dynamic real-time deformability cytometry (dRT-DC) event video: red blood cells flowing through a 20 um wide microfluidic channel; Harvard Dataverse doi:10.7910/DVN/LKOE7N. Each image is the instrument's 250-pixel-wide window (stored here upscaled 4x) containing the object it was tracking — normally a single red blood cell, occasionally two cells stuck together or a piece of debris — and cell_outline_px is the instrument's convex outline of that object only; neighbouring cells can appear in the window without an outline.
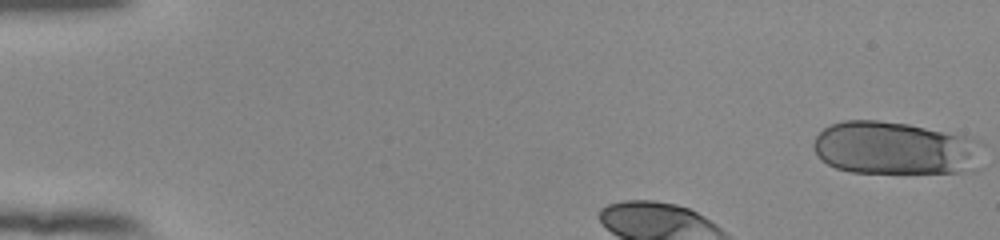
{"species": "human", "species_latin": "Homo sapiens", "temperature_condition": "room temperature", "stored_images_in_passage": 38, "camera_frame_rate_fps": 3000, "um_per_image_px": 0.085, "donor": {"sex": "female"}, "frame": {"image": 1, "passage_image": 1, "time_ms": 0.0, "image_size_px": [1000, 240], "cell_outline_px": [[976, 168], [972, 172], [852, 172], [836, 168], [820, 160], [812, 148], [812, 144], [816, 136], [824, 128], [832, 124], [844, 120], [876, 120], [908, 124], [964, 136], [976, 140]], "centroid_in_image_um": [75.94, 12.59], "position_along_channel_um": 9.1, "area_um2": 51.5}}
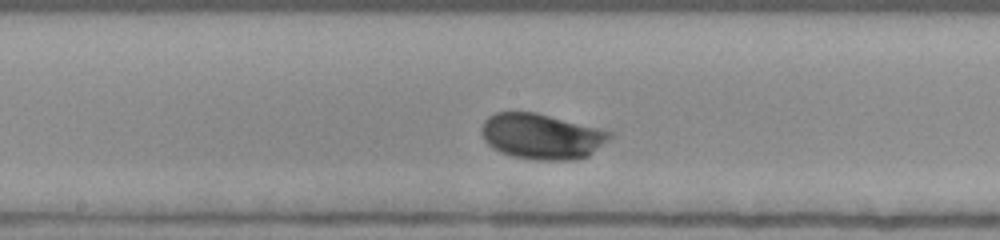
{"frame": {"image": 2, "passage_image": 21, "time_ms": 6.667, "image_size_px": [1000, 240], "cell_outline_px": [[612, 136], [608, 140], [588, 156], [576, 160], [536, 160], [512, 156], [500, 152], [492, 148], [484, 140], [480, 132], [480, 128], [484, 120], [488, 116], [496, 112], [536, 112], [612, 132]], "centroid_in_image_um": [45.99, 11.59], "position_along_channel_um": 202.2, "area_um2": 34.04}}
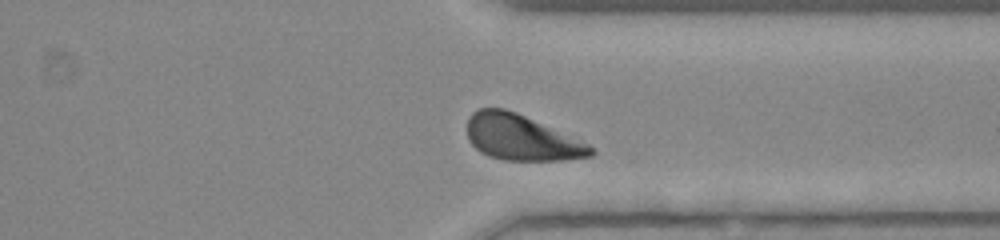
{"frame": {"image": 3, "passage_image": 34, "time_ms": 11.0, "image_size_px": [1000, 240], "cell_outline_px": [[596, 152], [592, 156], [564, 160], [504, 160], [488, 156], [480, 152], [468, 140], [468, 116], [472, 112], [480, 108], [504, 108], [516, 112], [588, 144]], "centroid_in_image_um": [44.28, 11.7], "position_along_channel_um": 367.1, "area_um2": 32.54}, "authors_computed_cell_mechanics": {"area_um2": 33.0327, "velocity_mm_per_s": 3.7807, "shape_relaxation_time_tau1_ms": 2.7996, "shape_relaxation_time_tau2_ms": null, "deformation_change_tau1": 0.2071, "deformation_change_tau2": null}}